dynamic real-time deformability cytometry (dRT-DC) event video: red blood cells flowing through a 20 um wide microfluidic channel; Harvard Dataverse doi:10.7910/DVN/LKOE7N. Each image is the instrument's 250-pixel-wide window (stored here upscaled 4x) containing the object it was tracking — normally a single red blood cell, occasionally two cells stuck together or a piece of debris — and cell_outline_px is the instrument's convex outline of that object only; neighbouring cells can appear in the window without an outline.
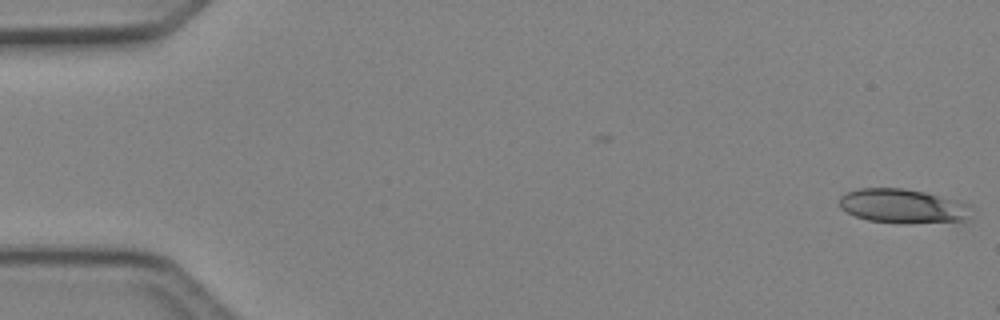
{"species": "Egyptian fruit bat (a non-hibernating species)", "species_latin": "Rousettus aegyptiacus", "temperature_condition": "cold", "stored_images_in_passage": 3, "camera_frame_rate_fps": 3000, "um_per_image_px": 0.085, "animal": {"sex": "female"}, "frame": {"image": 1, "passage_image": 3, "time_ms": 0.667, "image_size_px": [1000, 320], "cell_outline_px": [[972, 216], [968, 220], [904, 224], [868, 220], [856, 216], [840, 208], [840, 196], [848, 192], [860, 188], [904, 188], [964, 200], [972, 204]], "centroid_in_image_um": [76.86, 17.52], "position_along_channel_um": 8.1, "area_um2": 26.88}}